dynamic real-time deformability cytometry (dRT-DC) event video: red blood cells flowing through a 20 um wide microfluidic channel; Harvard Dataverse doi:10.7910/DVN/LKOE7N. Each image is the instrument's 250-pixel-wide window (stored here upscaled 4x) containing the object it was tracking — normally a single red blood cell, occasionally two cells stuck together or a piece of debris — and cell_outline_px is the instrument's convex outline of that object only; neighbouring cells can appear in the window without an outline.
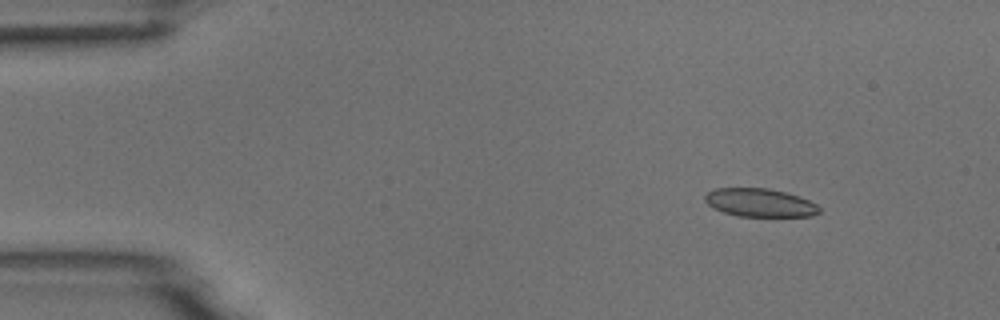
{"species": "common noctule bat (a hibernating species)", "species_latin": "Nyctalus noctula", "temperature_condition": "room temperature", "stored_images_in_passage": 5, "camera_frame_rate_fps": 3000, "um_per_image_px": 0.085, "animal": {"sex": "male", "body_mass_g": 18.8}, "frame": {"image": 1, "passage_image": 2, "time_ms": 1.0, "image_size_px": [1000, 320], "cell_outline_px": [[820, 212], [812, 216], [740, 216], [724, 212], [712, 208], [704, 200], [704, 196], [708, 192], [716, 188], [768, 188], [784, 192], [808, 200], [816, 204], [820, 208]], "centroid_in_image_um": [64.56, 17.23], "position_along_channel_um": 20.4, "area_um2": 18.67}}
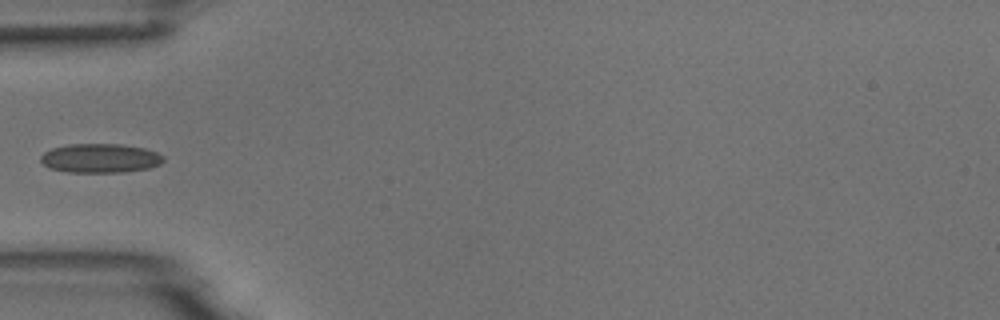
{"frame": {"image": 2, "passage_image": 5, "time_ms": 4.667, "image_size_px": [1000, 320], "cell_outline_px": [[164, 160], [160, 164], [148, 168], [124, 172], [68, 172], [48, 168], [40, 160], [40, 156], [44, 152], [52, 148], [68, 144], [120, 144], [144, 148], [156, 152], [164, 156]], "centroid_in_image_um": [8.5, 13.45], "position_along_channel_um": 76.5, "area_um2": 20.87}}